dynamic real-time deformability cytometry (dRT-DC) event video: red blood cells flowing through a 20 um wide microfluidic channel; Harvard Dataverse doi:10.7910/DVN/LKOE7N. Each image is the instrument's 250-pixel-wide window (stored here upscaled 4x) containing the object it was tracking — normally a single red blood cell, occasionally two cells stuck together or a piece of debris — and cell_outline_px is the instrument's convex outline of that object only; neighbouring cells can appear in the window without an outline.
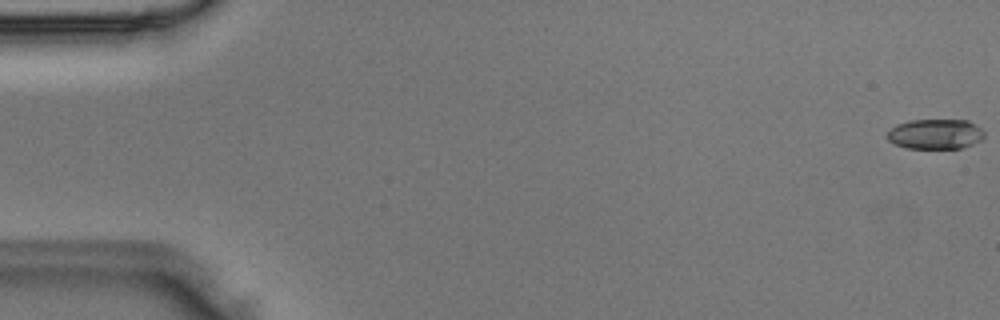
{"species": "Egyptian fruit bat (a non-hibernating species)", "species_latin": "Rousettus aegyptiacus", "temperature_condition": "room temperature", "stored_images_in_passage": 5, "camera_frame_rate_fps": 3000, "um_per_image_px": 0.085, "animal": {"sex": "male"}, "frame": {"image": 1, "passage_image": 1, "time_ms": 0.0, "image_size_px": [1000, 320], "cell_outline_px": [[984, 136], [980, 140], [972, 144], [960, 148], [908, 148], [896, 144], [888, 140], [888, 132], [896, 124], [908, 120], [968, 120], [980, 128], [984, 132]], "centroid_in_image_um": [79.5, 11.38], "position_along_channel_um": 5.5, "area_um2": 16.82}}
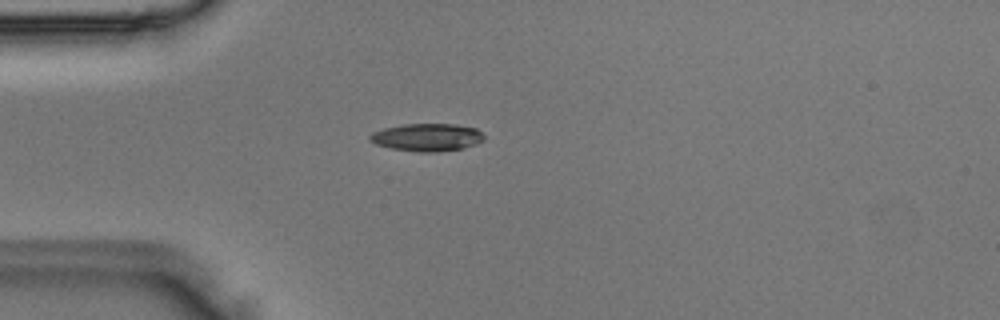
{"frame": {"image": 2, "passage_image": 5, "time_ms": 1.333, "image_size_px": [1000, 320], "cell_outline_px": [[484, 140], [476, 144], [464, 148], [436, 152], [420, 152], [392, 148], [376, 144], [368, 140], [368, 136], [372, 132], [384, 128], [404, 124], [456, 124], [476, 128], [484, 136]], "centroid_in_image_um": [36.3, 11.67], "position_along_channel_um": 48.7, "area_um2": 18.44}}